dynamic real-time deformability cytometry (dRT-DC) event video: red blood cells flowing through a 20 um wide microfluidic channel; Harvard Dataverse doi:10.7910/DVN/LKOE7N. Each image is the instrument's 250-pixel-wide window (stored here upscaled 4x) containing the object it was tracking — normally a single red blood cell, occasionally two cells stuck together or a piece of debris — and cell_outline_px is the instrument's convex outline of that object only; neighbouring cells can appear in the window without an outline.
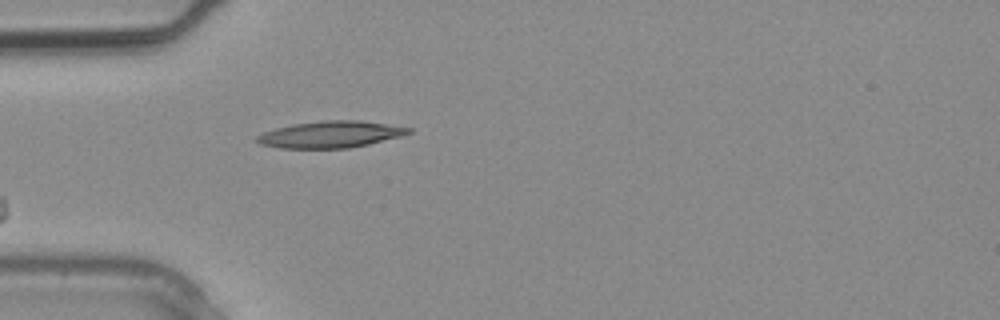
{"species": "common noctule bat (a hibernating species)", "species_latin": "Nyctalus noctula", "temperature_condition": "warm", "stored_images_in_passage": 1, "camera_frame_rate_fps": 3000, "um_per_image_px": 0.085, "animal": {"sex": "male", "body_mass_g": 20.4}, "frame": {"image": 1, "passage_image": 1, "time_ms": 0.0, "image_size_px": [1000, 320], "cell_outline_px": [[412, 132], [400, 136], [368, 144], [348, 148], [280, 148], [260, 144], [256, 140], [256, 136], [264, 132], [276, 128], [296, 124], [324, 120], [360, 120], [412, 128]], "centroid_in_image_um": [28.09, 11.42], "position_along_channel_um": 56.9, "area_um2": 23.29}}